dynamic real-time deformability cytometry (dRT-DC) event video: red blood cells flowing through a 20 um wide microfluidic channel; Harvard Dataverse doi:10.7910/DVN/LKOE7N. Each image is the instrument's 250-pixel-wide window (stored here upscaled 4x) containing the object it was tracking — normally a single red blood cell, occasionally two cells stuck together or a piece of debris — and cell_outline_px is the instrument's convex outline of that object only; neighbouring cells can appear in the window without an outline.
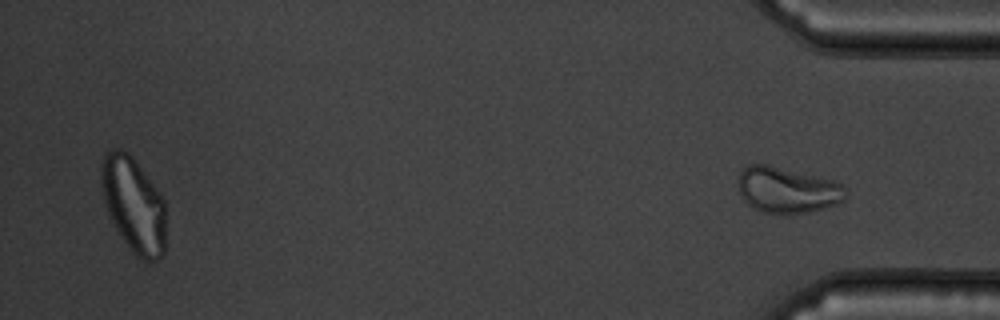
{"species": "common noctule bat (a hibernating species)", "species_latin": "Nyctalus noctula", "temperature_condition": "warm", "stored_images_in_passage": 35, "segment_of_instrument_passage": [2, 2], "camera_frame_rate_fps": 3000, "um_per_image_px": 0.085, "animal": {"sex": "male", "body_mass_g": 19.5, "forearm_length_mm": 54.6}, "frame": {"image": 1, "passage_image": 35, "time_ms": 11.333, "image_size_px": [1000, 320], "cell_outline_px": [[848, 192], [844, 200], [836, 204], [824, 208], [804, 212], [760, 212], [752, 208], [740, 196], [736, 180], [740, 172], [748, 164], [768, 164], [832, 180], [844, 184]], "centroid_in_image_um": [66.89, 16.13], "position_along_channel_um": 368.3, "area_um2": 28.78}}